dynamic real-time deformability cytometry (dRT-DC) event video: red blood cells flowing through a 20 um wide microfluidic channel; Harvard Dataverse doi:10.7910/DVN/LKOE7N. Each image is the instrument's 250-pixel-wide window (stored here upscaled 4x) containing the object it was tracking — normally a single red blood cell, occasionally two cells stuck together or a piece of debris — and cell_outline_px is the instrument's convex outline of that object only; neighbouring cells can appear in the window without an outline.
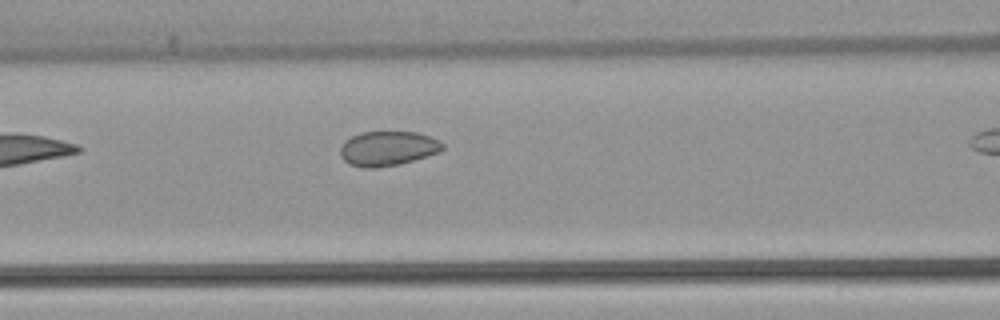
{"species": "common noctule bat (a hibernating species)", "species_latin": "Nyctalus noctula", "temperature_condition": "warm", "stored_images_in_passage": 19, "camera_frame_rate_fps": 3000, "um_per_image_px": 0.085, "animal": {"sex": "female", "body_mass_g": 22.7, "forearm_length_mm": 54.2}, "frame": {"image": 1, "passage_image": 8, "time_ms": 2.333, "image_size_px": [1000, 320], "cell_outline_px": [[444, 148], [440, 152], [400, 164], [376, 168], [364, 168], [348, 164], [340, 156], [340, 148], [344, 140], [360, 132], [416, 132], [440, 140], [444, 144]], "centroid_in_image_um": [32.94, 12.62], "position_along_channel_um": 133.7, "area_um2": 20.81}}
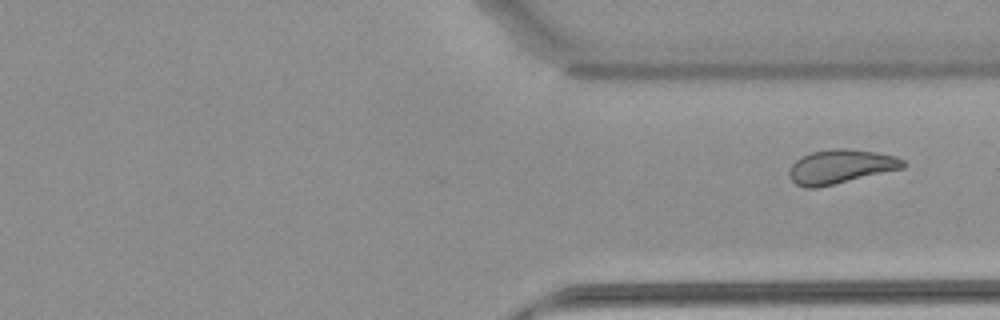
{"frame": {"image": 2, "passage_image": 19, "time_ms": 6.0, "image_size_px": [1000, 320], "cell_outline_px": [[908, 164], [904, 168], [816, 188], [804, 188], [796, 184], [788, 176], [788, 172], [792, 164], [796, 160], [812, 152], [832, 148], [848, 148], [896, 156], [904, 160]], "centroid_in_image_um": [71.45, 14.16], "position_along_channel_um": 339.9, "area_um2": 22.54}}